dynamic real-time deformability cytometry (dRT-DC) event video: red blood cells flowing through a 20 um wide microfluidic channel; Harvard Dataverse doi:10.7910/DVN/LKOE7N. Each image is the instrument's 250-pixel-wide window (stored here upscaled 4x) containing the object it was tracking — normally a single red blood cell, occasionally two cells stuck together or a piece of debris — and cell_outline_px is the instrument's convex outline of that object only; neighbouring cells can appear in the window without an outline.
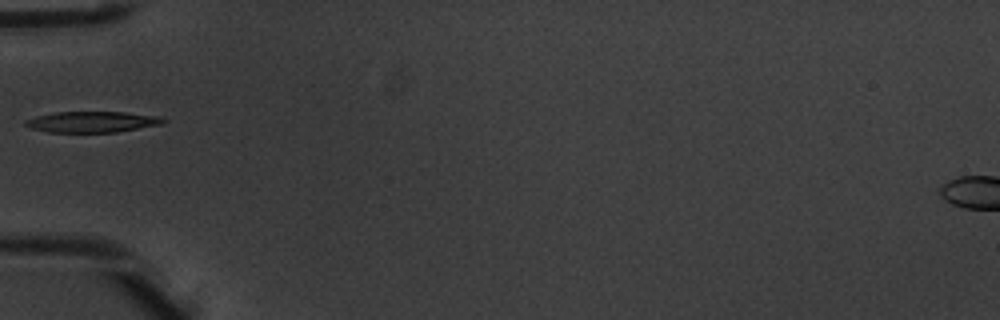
{"species": "common noctule bat (a hibernating species)", "species_latin": "Nyctalus noctula", "temperature_condition": "warm", "stored_images_in_passage": 1, "camera_frame_rate_fps": 3000, "um_per_image_px": 0.085, "animal": {"sex": "male", "body_mass_g": 20.1, "forearm_length_mm": 53.5}, "frame": {"image": 1, "passage_image": 1, "time_ms": 0.0, "image_size_px": [1000, 320], "cell_outline_px": [[168, 120], [160, 124], [116, 132], [48, 132], [32, 128], [24, 124], [24, 120], [36, 116], [56, 112], [124, 112], [156, 116]], "centroid_in_image_um": [7.79, 10.36], "position_along_channel_um": 77.2, "area_um2": 16.59}}